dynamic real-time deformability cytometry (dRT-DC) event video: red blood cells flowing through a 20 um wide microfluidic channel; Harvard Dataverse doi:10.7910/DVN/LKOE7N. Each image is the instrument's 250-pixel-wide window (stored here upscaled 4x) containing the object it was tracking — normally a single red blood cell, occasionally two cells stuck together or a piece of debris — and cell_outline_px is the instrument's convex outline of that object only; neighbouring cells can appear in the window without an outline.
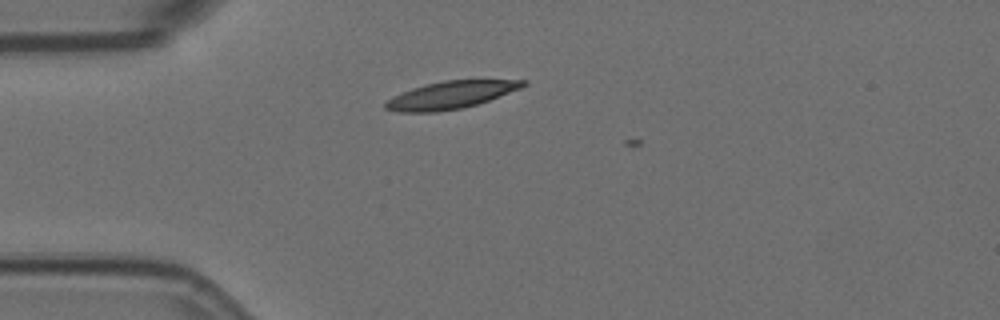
{"species": "Egyptian fruit bat (a non-hibernating species)", "species_latin": "Rousettus aegyptiacus", "temperature_condition": "room temperature", "stored_images_in_passage": 4, "camera_frame_rate_fps": 3000, "um_per_image_px": 0.085, "animal": {"sex": "female"}, "frame": {"image": 1, "passage_image": 3, "time_ms": 0.667, "image_size_px": [1000, 320], "cell_outline_px": [[528, 84], [520, 88], [488, 100], [464, 108], [436, 112], [396, 112], [384, 108], [384, 104], [392, 96], [412, 88], [424, 84], [444, 80], [528, 80]], "centroid_in_image_um": [38.27, 8.07], "position_along_channel_um": 46.7, "area_um2": 21.96}}